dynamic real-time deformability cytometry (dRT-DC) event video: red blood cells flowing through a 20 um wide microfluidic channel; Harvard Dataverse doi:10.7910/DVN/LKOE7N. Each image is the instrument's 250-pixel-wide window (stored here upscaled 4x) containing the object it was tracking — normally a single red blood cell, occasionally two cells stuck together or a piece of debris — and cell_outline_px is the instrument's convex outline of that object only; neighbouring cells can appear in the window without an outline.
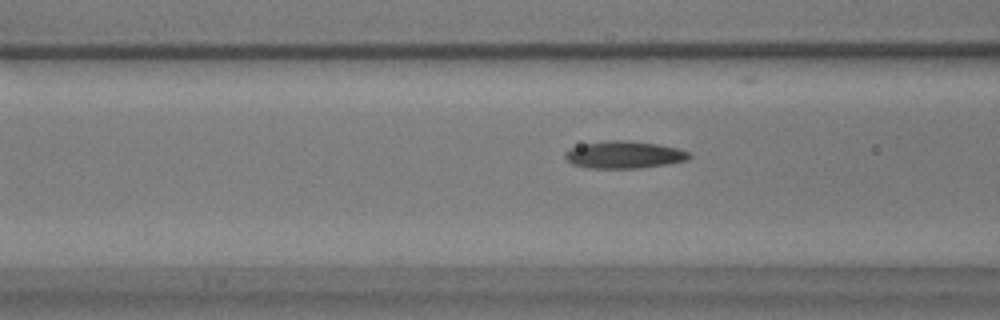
{"species": "common noctule bat (a hibernating species)", "species_latin": "Nyctalus noctula", "temperature_condition": "warm", "stored_images_in_passage": 35, "camera_frame_rate_fps": 3000, "um_per_image_px": 0.085, "animal": {"sex": "male", "body_mass_g": 17.9}, "frame": {"image": 1, "passage_image": 6, "time_ms": 1.667, "image_size_px": [1000, 320], "cell_outline_px": [[692, 156], [688, 160], [668, 164], [640, 168], [588, 168], [572, 164], [564, 156], [572, 148], [584, 144], [604, 140], [628, 140], [656, 144], [676, 148], [688, 152]], "centroid_in_image_um": [53.08, 13.16], "position_along_channel_um": 113.5, "area_um2": 19.59}}
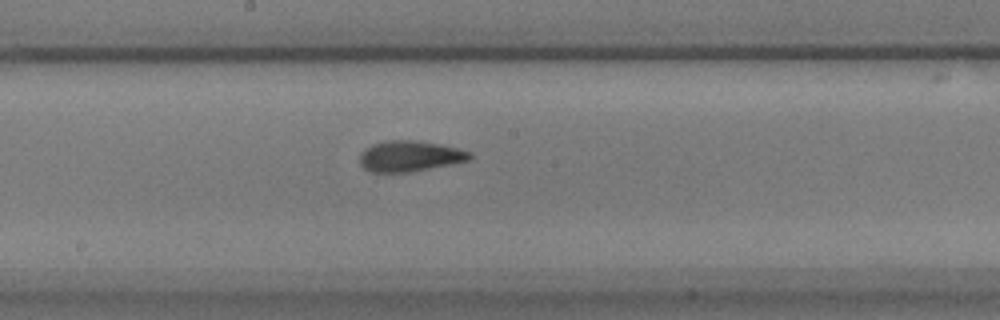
{"frame": {"image": 2, "passage_image": 14, "time_ms": 4.333, "image_size_px": [1000, 320], "cell_outline_px": [[472, 156], [468, 160], [408, 172], [368, 172], [360, 164], [360, 152], [364, 148], [372, 144], [384, 140], [416, 140], [440, 144], [472, 152]], "centroid_in_image_um": [34.76, 13.26], "position_along_channel_um": 213.4, "area_um2": 19.65}}
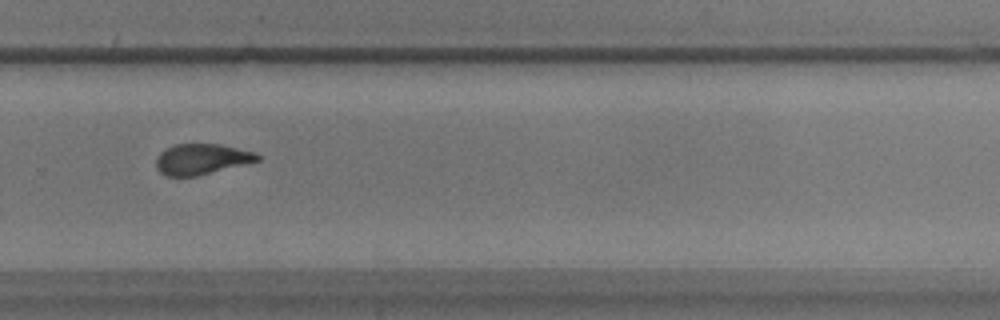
{"frame": {"image": 3, "passage_image": 22, "time_ms": 7.0, "image_size_px": [1000, 320], "cell_outline_px": [[260, 160], [196, 176], [164, 176], [156, 168], [156, 160], [160, 152], [176, 144], [220, 144], [256, 152], [260, 156]], "centroid_in_image_um": [17.13, 13.52], "position_along_channel_um": 312.7, "area_um2": 17.98}, "authors_computed_cell_mechanics": {"area_um2": 18.9584, "velocity_mm_per_s": 3.74, "shape_relaxation_time_tau1_ms": 4.9105, "shape_relaxation_time_tau2_ms": 2.1167, "deformation_change_tau1": 0.1607, "deformation_change_tau2": 0.1069}}